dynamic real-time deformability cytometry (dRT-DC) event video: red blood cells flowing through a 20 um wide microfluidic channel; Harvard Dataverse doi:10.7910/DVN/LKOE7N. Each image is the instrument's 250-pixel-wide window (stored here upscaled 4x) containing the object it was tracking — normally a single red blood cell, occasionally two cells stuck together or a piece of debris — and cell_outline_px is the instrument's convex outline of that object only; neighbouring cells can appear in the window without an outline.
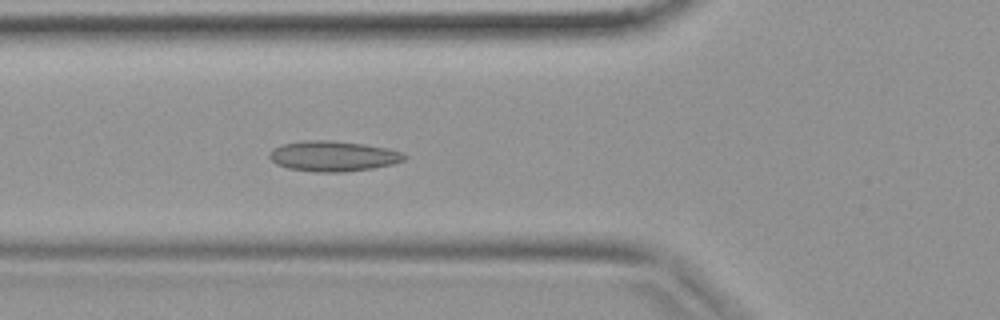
{"species": "common noctule bat (a hibernating species)", "species_latin": "Nyctalus noctula", "temperature_condition": "warm", "stored_images_in_passage": 41, "camera_frame_rate_fps": 3000, "um_per_image_px": 0.085, "animal": {"sex": "female", "body_mass_g": 19.9}, "frame": {"image": 1, "passage_image": 15, "time_ms": 4.667, "image_size_px": [1000, 320], "cell_outline_px": [[408, 156], [404, 160], [392, 164], [372, 168], [344, 172], [316, 172], [288, 168], [276, 164], [268, 156], [268, 152], [272, 148], [280, 144], [304, 140], [332, 140], [364, 144], [388, 148], [400, 152]], "centroid_in_image_um": [28.27, 13.26], "position_along_channel_um": 97.5, "area_um2": 24.04}}
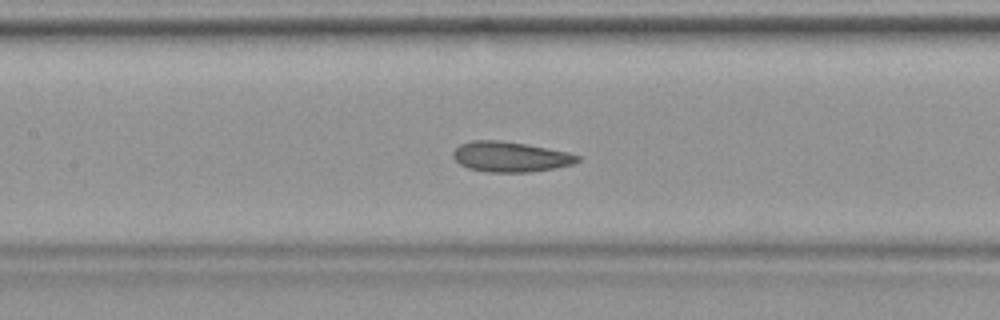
{"frame": {"image": 2, "passage_image": 19, "time_ms": 6.0, "image_size_px": [1000, 320], "cell_outline_px": [[580, 160], [572, 164], [552, 168], [528, 172], [488, 172], [468, 168], [460, 164], [452, 156], [452, 152], [460, 144], [472, 140], [504, 140], [568, 152], [580, 156]], "centroid_in_image_um": [43.35, 13.31], "position_along_channel_um": 164.1, "area_um2": 21.85}}
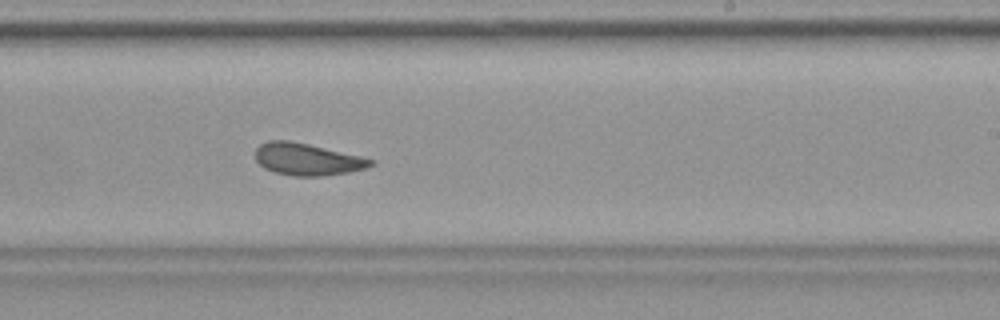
{"frame": {"image": 3, "passage_image": 25, "time_ms": 8.0, "image_size_px": [1000, 320], "cell_outline_px": [[376, 164], [368, 168], [348, 172], [324, 176], [292, 176], [276, 172], [264, 168], [256, 160], [256, 148], [260, 144], [268, 140], [288, 140], [308, 144], [360, 156], [376, 160]], "centroid_in_image_um": [26.14, 13.54], "position_along_channel_um": 262.9, "area_um2": 21.56}}